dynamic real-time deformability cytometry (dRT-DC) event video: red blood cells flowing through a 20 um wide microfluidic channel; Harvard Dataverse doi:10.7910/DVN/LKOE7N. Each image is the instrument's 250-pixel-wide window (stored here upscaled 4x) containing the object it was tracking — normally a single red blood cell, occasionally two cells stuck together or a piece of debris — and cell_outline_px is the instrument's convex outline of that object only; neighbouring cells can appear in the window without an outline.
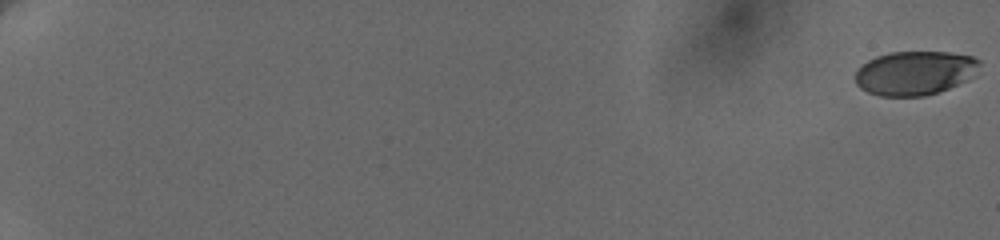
{"species": "human", "species_latin": "Homo sapiens", "temperature_condition": "cold", "stored_images_in_passage": 59, "camera_frame_rate_fps": 3000, "um_per_image_px": 0.085, "donor": {"sex": "female"}, "frame": {"image": 1, "passage_image": 1, "time_ms": 0.0, "image_size_px": [1000, 240], "cell_outline_px": [[980, 64], [964, 80], [948, 88], [924, 96], [880, 96], [868, 92], [860, 88], [856, 84], [856, 72], [868, 60], [876, 56], [888, 52], [948, 52], [972, 56], [980, 60]], "centroid_in_image_um": [77.7, 6.19], "position_along_channel_um": 7.3, "area_um2": 31.33}}
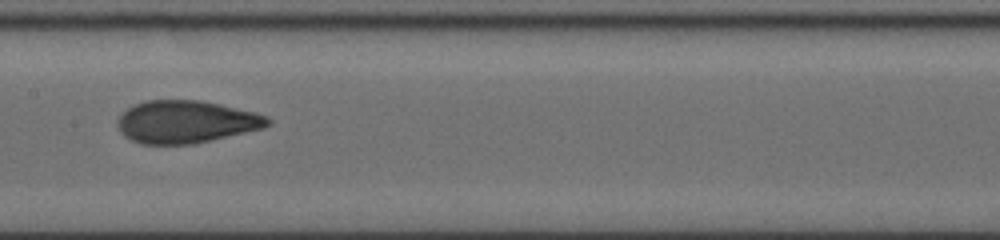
{"frame": {"image": 2, "passage_image": 35, "time_ms": 11.667, "image_size_px": [1000, 240], "cell_outline_px": [[272, 124], [264, 128], [192, 144], [144, 144], [132, 140], [124, 136], [120, 132], [116, 124], [116, 120], [132, 104], [148, 100], [200, 100], [220, 104], [256, 112], [268, 116], [272, 120]], "centroid_in_image_um": [15.82, 10.35], "position_along_channel_um": 191.6, "area_um2": 37.4}}
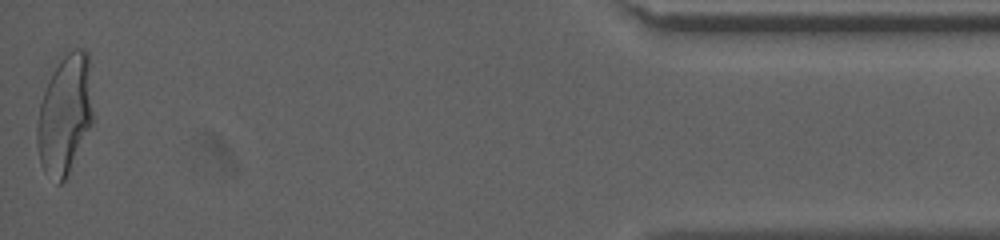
{"frame": {"image": 3, "passage_image": 59, "time_ms": 20.0, "image_size_px": [1000, 240], "cell_outline_px": [[92, 124], [64, 180], [60, 184], [56, 184], [44, 172], [40, 164], [36, 144], [36, 124], [40, 104], [48, 80], [52, 72], [60, 60], [72, 48], [84, 48], [88, 52], [92, 112]], "centroid_in_image_um": [5.48, 9.75], "position_along_channel_um": 429.7, "area_um2": 38.78}, "authors_computed_cell_mechanics": {"area_um2": 36.2406, "velocity_mm_per_s": 3.6469, "shape_relaxation_time_tau1_ms": 5.7379, "shape_relaxation_time_tau2_ms": 0.8941, "deformation_change_tau1": 0.207, "deformation_change_tau2": 0.0636}}